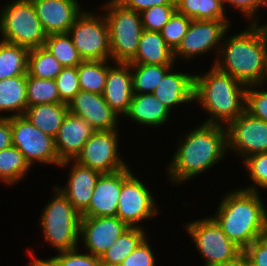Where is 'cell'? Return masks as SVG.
Instances as JSON below:
<instances>
[{
	"label": "cell",
	"instance_id": "obj_1",
	"mask_svg": "<svg viewBox=\"0 0 267 266\" xmlns=\"http://www.w3.org/2000/svg\"><path fill=\"white\" fill-rule=\"evenodd\" d=\"M187 132V133H186ZM177 149L165 168L168 182L172 186H182L195 177L216 169L227 152L226 126L200 123L177 138ZM167 169V170H166Z\"/></svg>",
	"mask_w": 267,
	"mask_h": 266
},
{
	"label": "cell",
	"instance_id": "obj_2",
	"mask_svg": "<svg viewBox=\"0 0 267 266\" xmlns=\"http://www.w3.org/2000/svg\"><path fill=\"white\" fill-rule=\"evenodd\" d=\"M261 195L236 187L222 196L210 215L242 251L267 234V206Z\"/></svg>",
	"mask_w": 267,
	"mask_h": 266
},
{
	"label": "cell",
	"instance_id": "obj_3",
	"mask_svg": "<svg viewBox=\"0 0 267 266\" xmlns=\"http://www.w3.org/2000/svg\"><path fill=\"white\" fill-rule=\"evenodd\" d=\"M264 22L248 24V27L232 35H229L232 32L229 29L214 63L219 70L246 86L262 84L267 45V21Z\"/></svg>",
	"mask_w": 267,
	"mask_h": 266
},
{
	"label": "cell",
	"instance_id": "obj_4",
	"mask_svg": "<svg viewBox=\"0 0 267 266\" xmlns=\"http://www.w3.org/2000/svg\"><path fill=\"white\" fill-rule=\"evenodd\" d=\"M209 67L200 74L193 72V104L209 115L202 123L227 126L245 111L247 86L215 65Z\"/></svg>",
	"mask_w": 267,
	"mask_h": 266
},
{
	"label": "cell",
	"instance_id": "obj_5",
	"mask_svg": "<svg viewBox=\"0 0 267 266\" xmlns=\"http://www.w3.org/2000/svg\"><path fill=\"white\" fill-rule=\"evenodd\" d=\"M52 187V198L42 208L37 222L43 242L56 252L78 248L81 214L54 184Z\"/></svg>",
	"mask_w": 267,
	"mask_h": 266
},
{
	"label": "cell",
	"instance_id": "obj_6",
	"mask_svg": "<svg viewBox=\"0 0 267 266\" xmlns=\"http://www.w3.org/2000/svg\"><path fill=\"white\" fill-rule=\"evenodd\" d=\"M101 9L107 21L111 60L129 63L136 54L143 32L140 13L123 7L116 0H105Z\"/></svg>",
	"mask_w": 267,
	"mask_h": 266
},
{
	"label": "cell",
	"instance_id": "obj_7",
	"mask_svg": "<svg viewBox=\"0 0 267 266\" xmlns=\"http://www.w3.org/2000/svg\"><path fill=\"white\" fill-rule=\"evenodd\" d=\"M2 7L0 6L1 40L29 50L44 46L47 34L31 0H9Z\"/></svg>",
	"mask_w": 267,
	"mask_h": 266
},
{
	"label": "cell",
	"instance_id": "obj_8",
	"mask_svg": "<svg viewBox=\"0 0 267 266\" xmlns=\"http://www.w3.org/2000/svg\"><path fill=\"white\" fill-rule=\"evenodd\" d=\"M189 222V223H188ZM183 223L185 232L198 254L203 258L201 265L215 266L234 260L243 251L222 231L209 215Z\"/></svg>",
	"mask_w": 267,
	"mask_h": 266
},
{
	"label": "cell",
	"instance_id": "obj_9",
	"mask_svg": "<svg viewBox=\"0 0 267 266\" xmlns=\"http://www.w3.org/2000/svg\"><path fill=\"white\" fill-rule=\"evenodd\" d=\"M93 9L94 11H89L86 7L76 18L68 34L72 37L74 46L83 61L111 60L107 21L103 12L101 14V10L96 8L97 13H95L96 10Z\"/></svg>",
	"mask_w": 267,
	"mask_h": 266
},
{
	"label": "cell",
	"instance_id": "obj_10",
	"mask_svg": "<svg viewBox=\"0 0 267 266\" xmlns=\"http://www.w3.org/2000/svg\"><path fill=\"white\" fill-rule=\"evenodd\" d=\"M231 20H192L186 35L182 39L178 48L174 51L175 62L182 63L196 60V58L206 57L205 55L214 54L215 59L211 61L214 65L223 38L226 32L232 27ZM215 52V53H214ZM184 60V62H183Z\"/></svg>",
	"mask_w": 267,
	"mask_h": 266
},
{
	"label": "cell",
	"instance_id": "obj_11",
	"mask_svg": "<svg viewBox=\"0 0 267 266\" xmlns=\"http://www.w3.org/2000/svg\"><path fill=\"white\" fill-rule=\"evenodd\" d=\"M139 177L132 173L122 183L116 216L129 227L146 229L147 227L143 225L144 221L157 218L160 204L148 183L143 182V178L141 180Z\"/></svg>",
	"mask_w": 267,
	"mask_h": 266
},
{
	"label": "cell",
	"instance_id": "obj_12",
	"mask_svg": "<svg viewBox=\"0 0 267 266\" xmlns=\"http://www.w3.org/2000/svg\"><path fill=\"white\" fill-rule=\"evenodd\" d=\"M119 132L120 129L94 131L74 161L101 174L128 167L131 164L120 155L119 146L123 144L119 143Z\"/></svg>",
	"mask_w": 267,
	"mask_h": 266
},
{
	"label": "cell",
	"instance_id": "obj_13",
	"mask_svg": "<svg viewBox=\"0 0 267 266\" xmlns=\"http://www.w3.org/2000/svg\"><path fill=\"white\" fill-rule=\"evenodd\" d=\"M12 143L25 156L31 167L34 164L58 167L55 140L35 127L24 115L11 117Z\"/></svg>",
	"mask_w": 267,
	"mask_h": 266
},
{
	"label": "cell",
	"instance_id": "obj_14",
	"mask_svg": "<svg viewBox=\"0 0 267 266\" xmlns=\"http://www.w3.org/2000/svg\"><path fill=\"white\" fill-rule=\"evenodd\" d=\"M227 152L247 157L267 152V122L244 111L227 126ZM232 151V152H231Z\"/></svg>",
	"mask_w": 267,
	"mask_h": 266
},
{
	"label": "cell",
	"instance_id": "obj_15",
	"mask_svg": "<svg viewBox=\"0 0 267 266\" xmlns=\"http://www.w3.org/2000/svg\"><path fill=\"white\" fill-rule=\"evenodd\" d=\"M128 228L117 216L81 217L80 246L82 242L83 250L101 257Z\"/></svg>",
	"mask_w": 267,
	"mask_h": 266
},
{
	"label": "cell",
	"instance_id": "obj_16",
	"mask_svg": "<svg viewBox=\"0 0 267 266\" xmlns=\"http://www.w3.org/2000/svg\"><path fill=\"white\" fill-rule=\"evenodd\" d=\"M131 166L98 177L87 210L81 217L116 216L122 183L134 172Z\"/></svg>",
	"mask_w": 267,
	"mask_h": 266
},
{
	"label": "cell",
	"instance_id": "obj_17",
	"mask_svg": "<svg viewBox=\"0 0 267 266\" xmlns=\"http://www.w3.org/2000/svg\"><path fill=\"white\" fill-rule=\"evenodd\" d=\"M67 106L71 114L84 119L95 131L120 128L122 118L109 107L101 94L80 90Z\"/></svg>",
	"mask_w": 267,
	"mask_h": 266
},
{
	"label": "cell",
	"instance_id": "obj_18",
	"mask_svg": "<svg viewBox=\"0 0 267 266\" xmlns=\"http://www.w3.org/2000/svg\"><path fill=\"white\" fill-rule=\"evenodd\" d=\"M70 163L72 165H70ZM69 168L66 184L57 187L70 201L72 206L82 215L88 208L96 181L100 172L80 165L74 160H65L58 165V169Z\"/></svg>",
	"mask_w": 267,
	"mask_h": 266
},
{
	"label": "cell",
	"instance_id": "obj_19",
	"mask_svg": "<svg viewBox=\"0 0 267 266\" xmlns=\"http://www.w3.org/2000/svg\"><path fill=\"white\" fill-rule=\"evenodd\" d=\"M47 35L68 33L84 11L78 0H31Z\"/></svg>",
	"mask_w": 267,
	"mask_h": 266
},
{
	"label": "cell",
	"instance_id": "obj_20",
	"mask_svg": "<svg viewBox=\"0 0 267 266\" xmlns=\"http://www.w3.org/2000/svg\"><path fill=\"white\" fill-rule=\"evenodd\" d=\"M173 66L158 83L153 94L172 113L183 105L194 102V77L195 74L180 70ZM177 107V108H176Z\"/></svg>",
	"mask_w": 267,
	"mask_h": 266
},
{
	"label": "cell",
	"instance_id": "obj_21",
	"mask_svg": "<svg viewBox=\"0 0 267 266\" xmlns=\"http://www.w3.org/2000/svg\"><path fill=\"white\" fill-rule=\"evenodd\" d=\"M133 85L130 63L114 62L108 68L102 96L119 117H124L132 100Z\"/></svg>",
	"mask_w": 267,
	"mask_h": 266
},
{
	"label": "cell",
	"instance_id": "obj_22",
	"mask_svg": "<svg viewBox=\"0 0 267 266\" xmlns=\"http://www.w3.org/2000/svg\"><path fill=\"white\" fill-rule=\"evenodd\" d=\"M94 131L84 119L68 112L54 138L58 159L74 160Z\"/></svg>",
	"mask_w": 267,
	"mask_h": 266
},
{
	"label": "cell",
	"instance_id": "obj_23",
	"mask_svg": "<svg viewBox=\"0 0 267 266\" xmlns=\"http://www.w3.org/2000/svg\"><path fill=\"white\" fill-rule=\"evenodd\" d=\"M172 112L153 93L134 94L124 119H130L136 125L159 129L165 126L173 116Z\"/></svg>",
	"mask_w": 267,
	"mask_h": 266
},
{
	"label": "cell",
	"instance_id": "obj_24",
	"mask_svg": "<svg viewBox=\"0 0 267 266\" xmlns=\"http://www.w3.org/2000/svg\"><path fill=\"white\" fill-rule=\"evenodd\" d=\"M130 64L175 65L174 52L160 32L143 30L135 57Z\"/></svg>",
	"mask_w": 267,
	"mask_h": 266
},
{
	"label": "cell",
	"instance_id": "obj_25",
	"mask_svg": "<svg viewBox=\"0 0 267 266\" xmlns=\"http://www.w3.org/2000/svg\"><path fill=\"white\" fill-rule=\"evenodd\" d=\"M26 89L27 74L0 80V118L24 115L28 108Z\"/></svg>",
	"mask_w": 267,
	"mask_h": 266
},
{
	"label": "cell",
	"instance_id": "obj_26",
	"mask_svg": "<svg viewBox=\"0 0 267 266\" xmlns=\"http://www.w3.org/2000/svg\"><path fill=\"white\" fill-rule=\"evenodd\" d=\"M68 112L65 103H45L28 107L24 116L43 133L55 138Z\"/></svg>",
	"mask_w": 267,
	"mask_h": 266
},
{
	"label": "cell",
	"instance_id": "obj_27",
	"mask_svg": "<svg viewBox=\"0 0 267 266\" xmlns=\"http://www.w3.org/2000/svg\"><path fill=\"white\" fill-rule=\"evenodd\" d=\"M31 166L23 153L13 145L0 151V183L15 186L24 182ZM19 182V183H18Z\"/></svg>",
	"mask_w": 267,
	"mask_h": 266
},
{
	"label": "cell",
	"instance_id": "obj_28",
	"mask_svg": "<svg viewBox=\"0 0 267 266\" xmlns=\"http://www.w3.org/2000/svg\"><path fill=\"white\" fill-rule=\"evenodd\" d=\"M176 11L192 20H229L223 0H175Z\"/></svg>",
	"mask_w": 267,
	"mask_h": 266
},
{
	"label": "cell",
	"instance_id": "obj_29",
	"mask_svg": "<svg viewBox=\"0 0 267 266\" xmlns=\"http://www.w3.org/2000/svg\"><path fill=\"white\" fill-rule=\"evenodd\" d=\"M29 49L0 39V80L27 74Z\"/></svg>",
	"mask_w": 267,
	"mask_h": 266
},
{
	"label": "cell",
	"instance_id": "obj_30",
	"mask_svg": "<svg viewBox=\"0 0 267 266\" xmlns=\"http://www.w3.org/2000/svg\"><path fill=\"white\" fill-rule=\"evenodd\" d=\"M148 229L140 227H129L114 244H112L100 257L102 262L120 265L123 260L132 253V251L147 236Z\"/></svg>",
	"mask_w": 267,
	"mask_h": 266
},
{
	"label": "cell",
	"instance_id": "obj_31",
	"mask_svg": "<svg viewBox=\"0 0 267 266\" xmlns=\"http://www.w3.org/2000/svg\"><path fill=\"white\" fill-rule=\"evenodd\" d=\"M112 60H85L78 65V81L81 90L103 94L108 68Z\"/></svg>",
	"mask_w": 267,
	"mask_h": 266
},
{
	"label": "cell",
	"instance_id": "obj_32",
	"mask_svg": "<svg viewBox=\"0 0 267 266\" xmlns=\"http://www.w3.org/2000/svg\"><path fill=\"white\" fill-rule=\"evenodd\" d=\"M134 94L153 93L165 74L175 65L130 64Z\"/></svg>",
	"mask_w": 267,
	"mask_h": 266
},
{
	"label": "cell",
	"instance_id": "obj_33",
	"mask_svg": "<svg viewBox=\"0 0 267 266\" xmlns=\"http://www.w3.org/2000/svg\"><path fill=\"white\" fill-rule=\"evenodd\" d=\"M63 66L44 47L29 50L27 74L40 79H52L59 75Z\"/></svg>",
	"mask_w": 267,
	"mask_h": 266
},
{
	"label": "cell",
	"instance_id": "obj_34",
	"mask_svg": "<svg viewBox=\"0 0 267 266\" xmlns=\"http://www.w3.org/2000/svg\"><path fill=\"white\" fill-rule=\"evenodd\" d=\"M63 67H77L83 59L74 46L72 37L68 33L49 34L44 46Z\"/></svg>",
	"mask_w": 267,
	"mask_h": 266
},
{
	"label": "cell",
	"instance_id": "obj_35",
	"mask_svg": "<svg viewBox=\"0 0 267 266\" xmlns=\"http://www.w3.org/2000/svg\"><path fill=\"white\" fill-rule=\"evenodd\" d=\"M27 103L28 107L61 102L55 80L40 79L27 74Z\"/></svg>",
	"mask_w": 267,
	"mask_h": 266
},
{
	"label": "cell",
	"instance_id": "obj_36",
	"mask_svg": "<svg viewBox=\"0 0 267 266\" xmlns=\"http://www.w3.org/2000/svg\"><path fill=\"white\" fill-rule=\"evenodd\" d=\"M242 167L245 168V175H248L252 183L240 188L252 192L261 193V190L267 192V152L247 157L242 162Z\"/></svg>",
	"mask_w": 267,
	"mask_h": 266
},
{
	"label": "cell",
	"instance_id": "obj_37",
	"mask_svg": "<svg viewBox=\"0 0 267 266\" xmlns=\"http://www.w3.org/2000/svg\"><path fill=\"white\" fill-rule=\"evenodd\" d=\"M191 21L192 19L175 11L160 31L165 43L173 52L178 48L182 39L186 35Z\"/></svg>",
	"mask_w": 267,
	"mask_h": 266
},
{
	"label": "cell",
	"instance_id": "obj_38",
	"mask_svg": "<svg viewBox=\"0 0 267 266\" xmlns=\"http://www.w3.org/2000/svg\"><path fill=\"white\" fill-rule=\"evenodd\" d=\"M176 11V5H156L140 12L143 29L160 32Z\"/></svg>",
	"mask_w": 267,
	"mask_h": 266
},
{
	"label": "cell",
	"instance_id": "obj_39",
	"mask_svg": "<svg viewBox=\"0 0 267 266\" xmlns=\"http://www.w3.org/2000/svg\"><path fill=\"white\" fill-rule=\"evenodd\" d=\"M245 111L253 117L267 122V88L265 85L247 86Z\"/></svg>",
	"mask_w": 267,
	"mask_h": 266
},
{
	"label": "cell",
	"instance_id": "obj_40",
	"mask_svg": "<svg viewBox=\"0 0 267 266\" xmlns=\"http://www.w3.org/2000/svg\"><path fill=\"white\" fill-rule=\"evenodd\" d=\"M61 103L69 104L73 97L81 90L78 81V66L63 67L55 78Z\"/></svg>",
	"mask_w": 267,
	"mask_h": 266
},
{
	"label": "cell",
	"instance_id": "obj_41",
	"mask_svg": "<svg viewBox=\"0 0 267 266\" xmlns=\"http://www.w3.org/2000/svg\"><path fill=\"white\" fill-rule=\"evenodd\" d=\"M80 248L60 251L54 256L48 257L56 266H100V257L89 252L83 253ZM57 254V255H55Z\"/></svg>",
	"mask_w": 267,
	"mask_h": 266
},
{
	"label": "cell",
	"instance_id": "obj_42",
	"mask_svg": "<svg viewBox=\"0 0 267 266\" xmlns=\"http://www.w3.org/2000/svg\"><path fill=\"white\" fill-rule=\"evenodd\" d=\"M223 4L224 7L226 6V12L228 11L227 6L234 8L233 10H235V13L236 10L240 12L248 24H260V20L263 21V19L259 16L261 14H259L258 11L262 7H267V0H223Z\"/></svg>",
	"mask_w": 267,
	"mask_h": 266
},
{
	"label": "cell",
	"instance_id": "obj_43",
	"mask_svg": "<svg viewBox=\"0 0 267 266\" xmlns=\"http://www.w3.org/2000/svg\"><path fill=\"white\" fill-rule=\"evenodd\" d=\"M148 239L147 235L119 266H156L158 257H155V250Z\"/></svg>",
	"mask_w": 267,
	"mask_h": 266
},
{
	"label": "cell",
	"instance_id": "obj_44",
	"mask_svg": "<svg viewBox=\"0 0 267 266\" xmlns=\"http://www.w3.org/2000/svg\"><path fill=\"white\" fill-rule=\"evenodd\" d=\"M243 253L247 257L249 266H267V234L253 241Z\"/></svg>",
	"mask_w": 267,
	"mask_h": 266
},
{
	"label": "cell",
	"instance_id": "obj_45",
	"mask_svg": "<svg viewBox=\"0 0 267 266\" xmlns=\"http://www.w3.org/2000/svg\"><path fill=\"white\" fill-rule=\"evenodd\" d=\"M123 7L138 13L156 5H176L175 0H116Z\"/></svg>",
	"mask_w": 267,
	"mask_h": 266
},
{
	"label": "cell",
	"instance_id": "obj_46",
	"mask_svg": "<svg viewBox=\"0 0 267 266\" xmlns=\"http://www.w3.org/2000/svg\"><path fill=\"white\" fill-rule=\"evenodd\" d=\"M11 117L0 118V151L12 146Z\"/></svg>",
	"mask_w": 267,
	"mask_h": 266
},
{
	"label": "cell",
	"instance_id": "obj_47",
	"mask_svg": "<svg viewBox=\"0 0 267 266\" xmlns=\"http://www.w3.org/2000/svg\"><path fill=\"white\" fill-rule=\"evenodd\" d=\"M26 250L29 255L28 257H31L28 264L26 263L27 266H56L48 257L46 259H40L31 248H27Z\"/></svg>",
	"mask_w": 267,
	"mask_h": 266
},
{
	"label": "cell",
	"instance_id": "obj_48",
	"mask_svg": "<svg viewBox=\"0 0 267 266\" xmlns=\"http://www.w3.org/2000/svg\"><path fill=\"white\" fill-rule=\"evenodd\" d=\"M215 266H249V262L247 260L246 255L242 252L239 256H237L234 260L229 262H224Z\"/></svg>",
	"mask_w": 267,
	"mask_h": 266
},
{
	"label": "cell",
	"instance_id": "obj_49",
	"mask_svg": "<svg viewBox=\"0 0 267 266\" xmlns=\"http://www.w3.org/2000/svg\"><path fill=\"white\" fill-rule=\"evenodd\" d=\"M267 45H266V51H265V57H264V73H263V80L262 85L267 86Z\"/></svg>",
	"mask_w": 267,
	"mask_h": 266
},
{
	"label": "cell",
	"instance_id": "obj_50",
	"mask_svg": "<svg viewBox=\"0 0 267 266\" xmlns=\"http://www.w3.org/2000/svg\"><path fill=\"white\" fill-rule=\"evenodd\" d=\"M100 266H119V265H113V264H108V263H105V262H100Z\"/></svg>",
	"mask_w": 267,
	"mask_h": 266
}]
</instances>
